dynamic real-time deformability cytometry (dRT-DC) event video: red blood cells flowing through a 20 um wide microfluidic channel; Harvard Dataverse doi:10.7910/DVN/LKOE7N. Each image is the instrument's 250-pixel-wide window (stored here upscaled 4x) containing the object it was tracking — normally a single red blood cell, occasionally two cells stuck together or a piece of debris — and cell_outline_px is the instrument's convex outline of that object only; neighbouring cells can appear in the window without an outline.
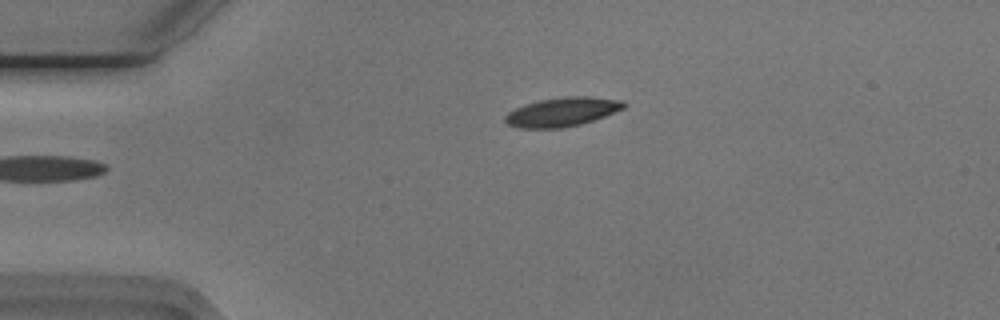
{"species": "Egyptian fruit bat (a non-hibernating species)", "species_latin": "Rousettus aegyptiacus", "temperature_condition": "cold", "stored_images_in_passage": 36, "camera_frame_rate_fps": 3000, "um_per_image_px": 0.085, "animal": {"sex": "male"}, "frame": {"image": 1, "passage_image": 1, "time_ms": 0.0, "image_size_px": [1000, 320], "cell_outline_px": [[628, 104], [624, 108], [604, 116], [580, 124], [560, 128], [520, 128], [508, 124], [504, 120], [504, 116], [508, 112], [524, 104], [540, 100], [564, 96], [592, 96], [624, 100]], "centroid_in_image_um": [47.8, 9.49], "position_along_channel_um": 37.2, "area_um2": 20.11}}
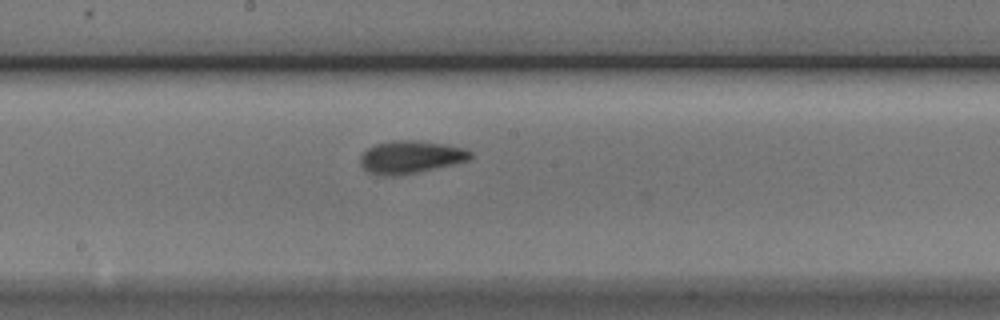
{"frame": {"image": 2, "passage_image": 18, "time_ms": 5.667, "image_size_px": [1000, 320], "cell_outline_px": [[472, 156], [468, 160], [452, 164], [416, 172], [396, 176], [384, 176], [368, 172], [360, 164], [360, 156], [368, 148], [376, 144], [392, 140], [416, 140], [444, 144], [464, 148], [472, 152]], "centroid_in_image_um": [34.87, 13.34], "position_along_channel_um": 213.3, "area_um2": 20.81}}
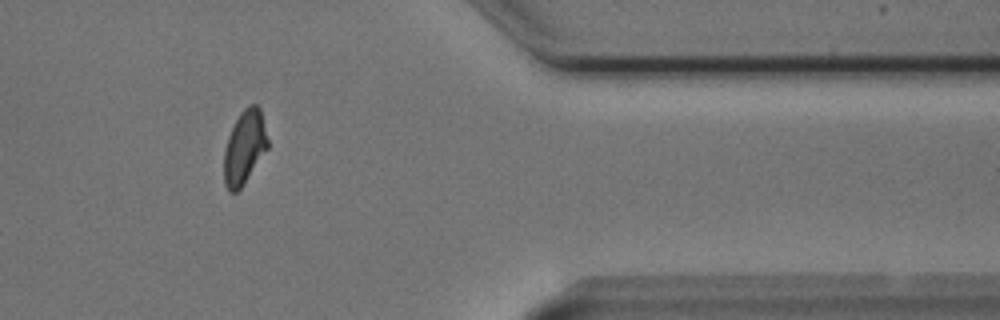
{"frame": {"image": 3, "passage_image": 34, "time_ms": 11.0, "image_size_px": [1000, 320], "cell_outline_px": [[268, 148], [240, 188], [236, 192], [228, 192], [224, 184], [224, 148], [228, 136], [240, 112], [248, 104], [256, 104], [260, 108], [268, 140]], "centroid_in_image_um": [20.76, 12.51], "position_along_channel_um": 390.6, "area_um2": 18.67}, "authors_computed_cell_mechanics": {"area_um2": 19.7965, "velocity_mm_per_s": 3.7509, "shape_relaxation_time_tau1_ms": 5.5704, "shape_relaxation_time_tau2_ms": 2.2574, "deformation_change_tau1": 0.1753, "deformation_change_tau2": 0.0653}}